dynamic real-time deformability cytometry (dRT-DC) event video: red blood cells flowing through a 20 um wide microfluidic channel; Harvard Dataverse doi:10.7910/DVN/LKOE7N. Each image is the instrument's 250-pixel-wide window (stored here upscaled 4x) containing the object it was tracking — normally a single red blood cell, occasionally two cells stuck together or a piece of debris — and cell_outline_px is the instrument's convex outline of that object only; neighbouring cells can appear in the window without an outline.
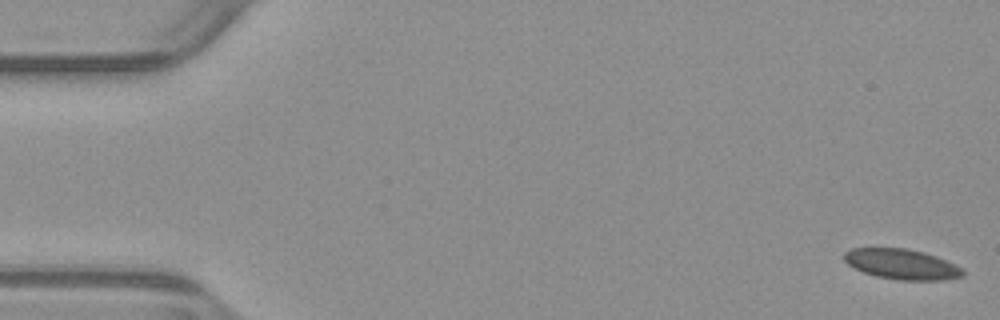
{"species": "common noctule bat (a hibernating species)", "species_latin": "Nyctalus noctula", "temperature_condition": "warm", "stored_images_in_passage": 53, "camera_frame_rate_fps": 3000, "um_per_image_px": 0.085, "animal": {"sex": "male", "body_mass_g": 23.1, "forearm_length_mm": 52.7}, "frame": {"image": 1, "passage_image": 1, "time_ms": 0.0, "image_size_px": [1000, 320], "cell_outline_px": [[964, 276], [944, 280], [900, 280], [876, 276], [864, 272], [848, 264], [844, 260], [844, 252], [852, 248], [904, 248], [924, 252], [936, 256], [964, 268]], "centroid_in_image_um": [76.68, 22.46], "position_along_channel_um": 8.3, "area_um2": 20.92}}
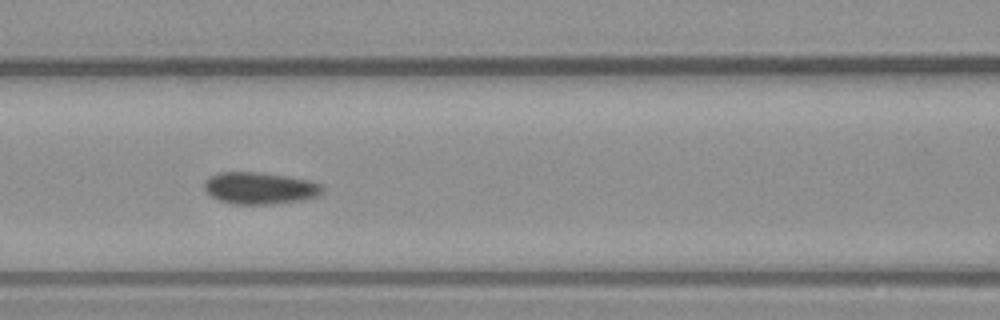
{"frame": {"image": 2, "passage_image": 23, "time_ms": 7.333, "image_size_px": [1000, 320], "cell_outline_px": [[324, 192], [316, 196], [304, 200], [272, 204], [232, 204], [220, 200], [212, 196], [204, 188], [204, 180], [208, 176], [220, 172], [260, 172], [288, 176], [312, 180], [320, 184], [324, 188]], "centroid_in_image_um": [22.11, 15.98], "position_along_channel_um": 144.5, "area_um2": 22.2}}
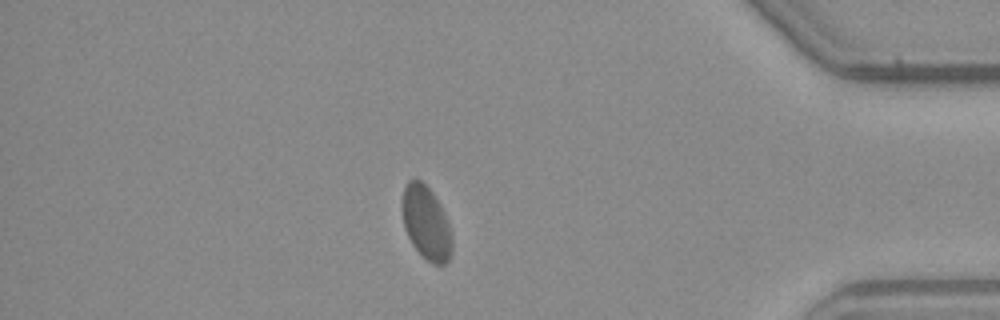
{"frame": {"image": 3, "passage_image": 46, "time_ms": 15.0, "image_size_px": [1000, 320], "cell_outline_px": [[452, 252], [448, 260], [444, 264], [432, 264], [412, 244], [408, 236], [404, 224], [404, 188], [408, 180], [420, 180], [432, 192], [440, 204], [444, 212], [452, 236]], "centroid_in_image_um": [36.27, 18.96], "position_along_channel_um": 398.9, "area_um2": 20.69}, "authors_computed_cell_mechanics": {"area_um2": 21.3282, "velocity_mm_per_s": 3.8562, "shape_relaxation_time_tau1_ms": 10.3903, "shape_relaxation_time_tau2_ms": null, "deformation_change_tau1": 0.1332, "deformation_change_tau2": null}}